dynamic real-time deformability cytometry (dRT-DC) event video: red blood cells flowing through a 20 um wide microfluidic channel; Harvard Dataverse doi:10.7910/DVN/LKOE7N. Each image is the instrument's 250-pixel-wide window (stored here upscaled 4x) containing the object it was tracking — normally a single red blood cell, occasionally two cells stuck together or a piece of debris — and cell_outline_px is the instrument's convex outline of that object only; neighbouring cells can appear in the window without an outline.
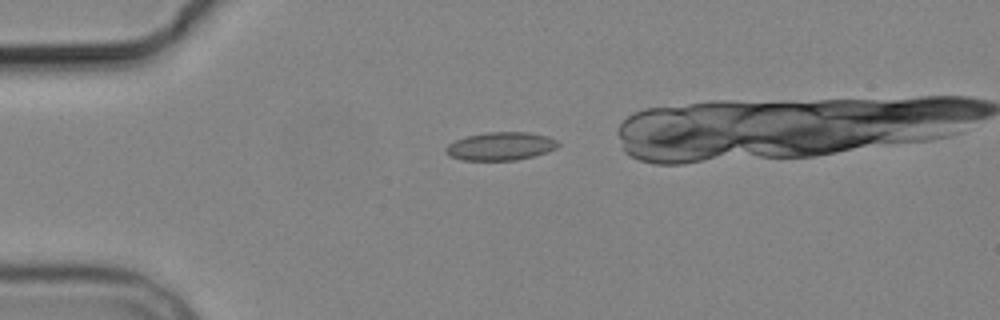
{"species": "common noctule bat (a hibernating species)", "species_latin": "Nyctalus noctula", "temperature_condition": "cold", "stored_images_in_passage": 3, "camera_frame_rate_fps": 3000, "um_per_image_px": 0.085, "animal": {"sex": "male", "body_mass_g": 19.2, "forearm_length_mm": 51.8}, "frame": {"image": 1, "passage_image": 1, "time_ms": 0.0, "image_size_px": [1000, 320], "cell_outline_px": [[560, 144], [556, 148], [548, 152], [516, 160], [460, 160], [448, 156], [444, 152], [444, 148], [448, 144], [456, 140], [468, 136], [488, 132], [528, 132], [548, 136], [556, 140]], "centroid_in_image_um": [42.53, 12.43], "position_along_channel_um": 42.5, "area_um2": 18.5}}